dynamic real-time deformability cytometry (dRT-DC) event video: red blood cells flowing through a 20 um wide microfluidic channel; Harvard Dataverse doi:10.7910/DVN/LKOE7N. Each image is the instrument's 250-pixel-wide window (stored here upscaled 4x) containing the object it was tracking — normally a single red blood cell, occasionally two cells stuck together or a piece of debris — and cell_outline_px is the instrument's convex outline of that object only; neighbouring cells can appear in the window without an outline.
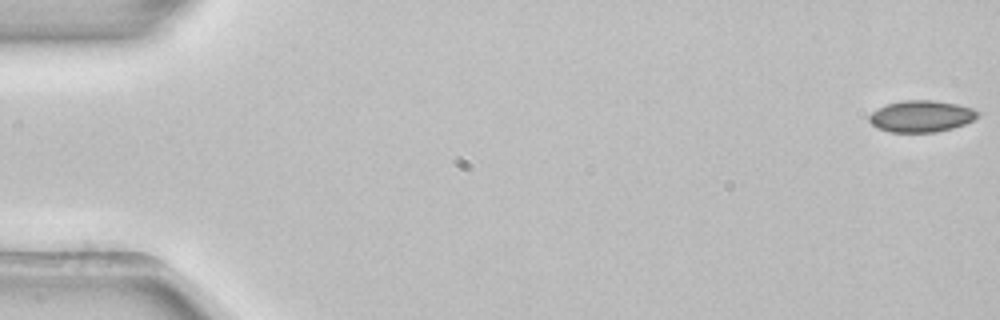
{"species": "common noctule bat (a hibernating species)", "species_latin": "Nyctalus noctula", "temperature_condition": "room temperature", "stored_images_in_passage": 13, "camera_frame_rate_fps": 3000, "um_per_image_px": 0.085, "animal": {"sex": "female", "body_mass_g": 22.7, "forearm_length_mm": 54.2}, "frame": {"image": 1, "passage_image": 1, "time_ms": 0.0, "image_size_px": [1000, 320], "cell_outline_px": [[980, 116], [964, 124], [952, 128], [936, 132], [888, 132], [876, 128], [868, 120], [868, 116], [872, 112], [888, 104], [904, 100], [932, 100], [956, 104], [972, 108], [980, 112]], "centroid_in_image_um": [78.31, 9.89], "position_along_channel_um": 6.7, "area_um2": 19.94}}